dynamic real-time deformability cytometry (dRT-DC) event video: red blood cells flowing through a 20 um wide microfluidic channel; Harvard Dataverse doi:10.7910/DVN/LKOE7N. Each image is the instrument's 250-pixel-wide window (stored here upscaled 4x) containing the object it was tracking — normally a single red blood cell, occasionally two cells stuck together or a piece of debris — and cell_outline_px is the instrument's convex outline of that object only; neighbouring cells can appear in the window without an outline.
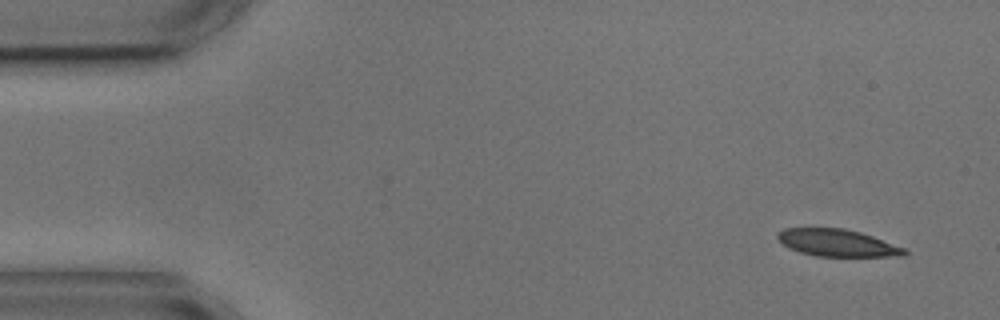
{"species": "common noctule bat (a hibernating species)", "species_latin": "Nyctalus noctula", "temperature_condition": "cold", "stored_images_in_passage": 4, "camera_frame_rate_fps": 3000, "um_per_image_px": 0.085, "animal": {"sex": "male", "body_mass_g": 17.9, "forearm_length_mm": 54.2}, "frame": {"image": 1, "passage_image": 1, "time_ms": 0.0, "image_size_px": [1000, 320], "cell_outline_px": [[908, 252], [904, 256], [816, 256], [800, 252], [788, 248], [776, 236], [776, 232], [784, 228], [844, 228], [860, 232], [872, 236], [904, 248]], "centroid_in_image_um": [71.14, 20.64], "position_along_channel_um": 13.9, "area_um2": 19.94}}
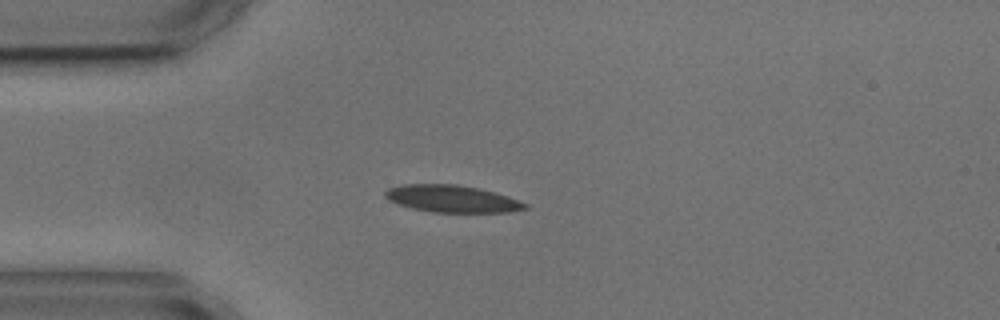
{"frame": {"image": 2, "passage_image": 4, "time_ms": 3.333, "image_size_px": [1000, 320], "cell_outline_px": [[528, 208], [508, 212], [432, 212], [412, 208], [396, 204], [388, 200], [384, 196], [384, 192], [388, 188], [404, 184], [456, 184], [480, 188], [508, 196], [528, 204]], "centroid_in_image_um": [38.39, 16.89], "position_along_channel_um": 46.6, "area_um2": 22.2}}